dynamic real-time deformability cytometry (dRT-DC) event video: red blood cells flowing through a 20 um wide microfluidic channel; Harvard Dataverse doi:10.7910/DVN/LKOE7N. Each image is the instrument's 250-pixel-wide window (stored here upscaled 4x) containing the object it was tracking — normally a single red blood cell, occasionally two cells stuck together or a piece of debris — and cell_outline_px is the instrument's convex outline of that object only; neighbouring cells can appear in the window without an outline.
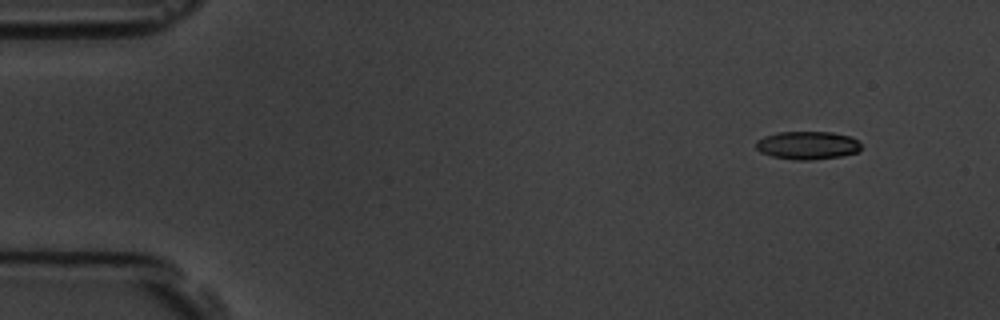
{"species": "common noctule bat (a hibernating species)", "species_latin": "Nyctalus noctula", "temperature_condition": "room temperature", "stored_images_in_passage": 4, "camera_frame_rate_fps": 3000, "um_per_image_px": 0.085, "animal": {"sex": "male", "body_mass_g": 19.5, "forearm_length_mm": 54.6}, "frame": {"image": 1, "passage_image": 1, "time_ms": 0.0, "image_size_px": [1000, 320], "cell_outline_px": [[860, 152], [840, 156], [808, 160], [792, 160], [772, 156], [760, 152], [756, 148], [756, 140], [764, 136], [780, 132], [832, 132], [852, 136], [860, 144]], "centroid_in_image_um": [68.63, 12.35], "position_along_channel_um": 16.4, "area_um2": 17.28}}
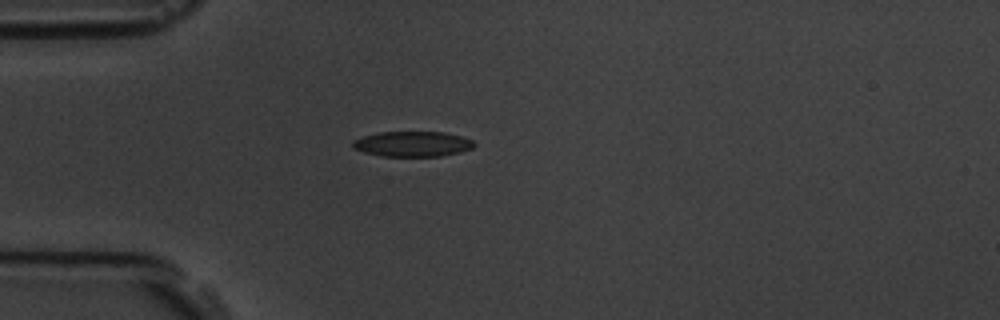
{"frame": {"image": 2, "passage_image": 4, "time_ms": 3.333, "image_size_px": [1000, 320], "cell_outline_px": [[476, 144], [472, 148], [460, 152], [440, 156], [384, 156], [364, 152], [352, 148], [352, 140], [364, 136], [380, 132], [444, 132], [460, 136], [472, 140]], "centroid_in_image_um": [35.05, 12.23], "position_along_channel_um": 49.9, "area_um2": 17.8}}